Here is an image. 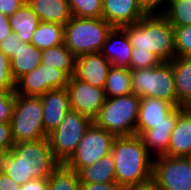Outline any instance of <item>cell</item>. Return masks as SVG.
Returning a JSON list of instances; mask_svg holds the SVG:
<instances>
[{
    "mask_svg": "<svg viewBox=\"0 0 191 190\" xmlns=\"http://www.w3.org/2000/svg\"><path fill=\"white\" fill-rule=\"evenodd\" d=\"M60 163L55 159L48 139L15 143L5 153L2 171L17 184L48 179Z\"/></svg>",
    "mask_w": 191,
    "mask_h": 190,
    "instance_id": "cell-1",
    "label": "cell"
},
{
    "mask_svg": "<svg viewBox=\"0 0 191 190\" xmlns=\"http://www.w3.org/2000/svg\"><path fill=\"white\" fill-rule=\"evenodd\" d=\"M122 28L138 51H151L161 62H170L176 56L174 28L160 11H149L137 23Z\"/></svg>",
    "mask_w": 191,
    "mask_h": 190,
    "instance_id": "cell-2",
    "label": "cell"
},
{
    "mask_svg": "<svg viewBox=\"0 0 191 190\" xmlns=\"http://www.w3.org/2000/svg\"><path fill=\"white\" fill-rule=\"evenodd\" d=\"M111 154L116 182L123 187L142 183L153 174V158L138 135L116 136Z\"/></svg>",
    "mask_w": 191,
    "mask_h": 190,
    "instance_id": "cell-3",
    "label": "cell"
},
{
    "mask_svg": "<svg viewBox=\"0 0 191 190\" xmlns=\"http://www.w3.org/2000/svg\"><path fill=\"white\" fill-rule=\"evenodd\" d=\"M113 27L102 17L72 18L64 25V45L77 58L100 52Z\"/></svg>",
    "mask_w": 191,
    "mask_h": 190,
    "instance_id": "cell-4",
    "label": "cell"
},
{
    "mask_svg": "<svg viewBox=\"0 0 191 190\" xmlns=\"http://www.w3.org/2000/svg\"><path fill=\"white\" fill-rule=\"evenodd\" d=\"M140 100L133 93L106 98L93 123L115 136L135 135Z\"/></svg>",
    "mask_w": 191,
    "mask_h": 190,
    "instance_id": "cell-5",
    "label": "cell"
},
{
    "mask_svg": "<svg viewBox=\"0 0 191 190\" xmlns=\"http://www.w3.org/2000/svg\"><path fill=\"white\" fill-rule=\"evenodd\" d=\"M132 93L143 98L165 100L177 107L171 61L147 69L130 70Z\"/></svg>",
    "mask_w": 191,
    "mask_h": 190,
    "instance_id": "cell-6",
    "label": "cell"
},
{
    "mask_svg": "<svg viewBox=\"0 0 191 190\" xmlns=\"http://www.w3.org/2000/svg\"><path fill=\"white\" fill-rule=\"evenodd\" d=\"M14 143L46 139L43 128V109L40 96L16 94L10 121Z\"/></svg>",
    "mask_w": 191,
    "mask_h": 190,
    "instance_id": "cell-7",
    "label": "cell"
},
{
    "mask_svg": "<svg viewBox=\"0 0 191 190\" xmlns=\"http://www.w3.org/2000/svg\"><path fill=\"white\" fill-rule=\"evenodd\" d=\"M92 123L88 117L72 110L66 114L60 125L48 134L50 148L59 163H65L71 157Z\"/></svg>",
    "mask_w": 191,
    "mask_h": 190,
    "instance_id": "cell-8",
    "label": "cell"
},
{
    "mask_svg": "<svg viewBox=\"0 0 191 190\" xmlns=\"http://www.w3.org/2000/svg\"><path fill=\"white\" fill-rule=\"evenodd\" d=\"M115 135L92 123L86 130L71 157L64 163L77 173L111 154Z\"/></svg>",
    "mask_w": 191,
    "mask_h": 190,
    "instance_id": "cell-9",
    "label": "cell"
},
{
    "mask_svg": "<svg viewBox=\"0 0 191 190\" xmlns=\"http://www.w3.org/2000/svg\"><path fill=\"white\" fill-rule=\"evenodd\" d=\"M152 178L161 190H191L190 159L167 155L156 157Z\"/></svg>",
    "mask_w": 191,
    "mask_h": 190,
    "instance_id": "cell-10",
    "label": "cell"
},
{
    "mask_svg": "<svg viewBox=\"0 0 191 190\" xmlns=\"http://www.w3.org/2000/svg\"><path fill=\"white\" fill-rule=\"evenodd\" d=\"M69 80L65 72L40 64L16 81L15 92L22 96H40L51 89L66 88Z\"/></svg>",
    "mask_w": 191,
    "mask_h": 190,
    "instance_id": "cell-11",
    "label": "cell"
},
{
    "mask_svg": "<svg viewBox=\"0 0 191 190\" xmlns=\"http://www.w3.org/2000/svg\"><path fill=\"white\" fill-rule=\"evenodd\" d=\"M66 89L72 110L93 121L106 100L103 88L92 86L72 76Z\"/></svg>",
    "mask_w": 191,
    "mask_h": 190,
    "instance_id": "cell-12",
    "label": "cell"
},
{
    "mask_svg": "<svg viewBox=\"0 0 191 190\" xmlns=\"http://www.w3.org/2000/svg\"><path fill=\"white\" fill-rule=\"evenodd\" d=\"M148 12L142 0H102L101 17L112 27L137 23Z\"/></svg>",
    "mask_w": 191,
    "mask_h": 190,
    "instance_id": "cell-13",
    "label": "cell"
},
{
    "mask_svg": "<svg viewBox=\"0 0 191 190\" xmlns=\"http://www.w3.org/2000/svg\"><path fill=\"white\" fill-rule=\"evenodd\" d=\"M43 109V128L48 135L56 129L69 111H72L66 88H56L40 95Z\"/></svg>",
    "mask_w": 191,
    "mask_h": 190,
    "instance_id": "cell-14",
    "label": "cell"
},
{
    "mask_svg": "<svg viewBox=\"0 0 191 190\" xmlns=\"http://www.w3.org/2000/svg\"><path fill=\"white\" fill-rule=\"evenodd\" d=\"M111 66L100 52L84 54L76 58L74 77L104 89Z\"/></svg>",
    "mask_w": 191,
    "mask_h": 190,
    "instance_id": "cell-15",
    "label": "cell"
},
{
    "mask_svg": "<svg viewBox=\"0 0 191 190\" xmlns=\"http://www.w3.org/2000/svg\"><path fill=\"white\" fill-rule=\"evenodd\" d=\"M175 108L176 106L162 99L141 98L135 135L152 129L157 124L170 123V113Z\"/></svg>",
    "mask_w": 191,
    "mask_h": 190,
    "instance_id": "cell-16",
    "label": "cell"
},
{
    "mask_svg": "<svg viewBox=\"0 0 191 190\" xmlns=\"http://www.w3.org/2000/svg\"><path fill=\"white\" fill-rule=\"evenodd\" d=\"M132 50L133 47L129 42L126 31L120 27H113L108 33L100 53L112 66L129 69Z\"/></svg>",
    "mask_w": 191,
    "mask_h": 190,
    "instance_id": "cell-17",
    "label": "cell"
},
{
    "mask_svg": "<svg viewBox=\"0 0 191 190\" xmlns=\"http://www.w3.org/2000/svg\"><path fill=\"white\" fill-rule=\"evenodd\" d=\"M178 117L179 107H176L170 113V123L157 124L152 129L141 132L138 135L148 153L150 155L156 154H153L154 158L167 155L170 135L175 128Z\"/></svg>",
    "mask_w": 191,
    "mask_h": 190,
    "instance_id": "cell-18",
    "label": "cell"
},
{
    "mask_svg": "<svg viewBox=\"0 0 191 190\" xmlns=\"http://www.w3.org/2000/svg\"><path fill=\"white\" fill-rule=\"evenodd\" d=\"M167 156H191V109L179 107V117L170 135Z\"/></svg>",
    "mask_w": 191,
    "mask_h": 190,
    "instance_id": "cell-19",
    "label": "cell"
},
{
    "mask_svg": "<svg viewBox=\"0 0 191 190\" xmlns=\"http://www.w3.org/2000/svg\"><path fill=\"white\" fill-rule=\"evenodd\" d=\"M40 21L65 25L71 18L68 0H26Z\"/></svg>",
    "mask_w": 191,
    "mask_h": 190,
    "instance_id": "cell-20",
    "label": "cell"
},
{
    "mask_svg": "<svg viewBox=\"0 0 191 190\" xmlns=\"http://www.w3.org/2000/svg\"><path fill=\"white\" fill-rule=\"evenodd\" d=\"M176 96L177 107L191 106V58L174 57L171 61Z\"/></svg>",
    "mask_w": 191,
    "mask_h": 190,
    "instance_id": "cell-21",
    "label": "cell"
},
{
    "mask_svg": "<svg viewBox=\"0 0 191 190\" xmlns=\"http://www.w3.org/2000/svg\"><path fill=\"white\" fill-rule=\"evenodd\" d=\"M41 64V50L31 43H21L15 55L10 59L11 74L15 82L24 74L31 72Z\"/></svg>",
    "mask_w": 191,
    "mask_h": 190,
    "instance_id": "cell-22",
    "label": "cell"
},
{
    "mask_svg": "<svg viewBox=\"0 0 191 190\" xmlns=\"http://www.w3.org/2000/svg\"><path fill=\"white\" fill-rule=\"evenodd\" d=\"M40 22L39 17L27 2L9 16L12 33L17 34L24 43H31L34 31Z\"/></svg>",
    "mask_w": 191,
    "mask_h": 190,
    "instance_id": "cell-23",
    "label": "cell"
},
{
    "mask_svg": "<svg viewBox=\"0 0 191 190\" xmlns=\"http://www.w3.org/2000/svg\"><path fill=\"white\" fill-rule=\"evenodd\" d=\"M81 183L116 182L115 163L112 154L100 158L78 172Z\"/></svg>",
    "mask_w": 191,
    "mask_h": 190,
    "instance_id": "cell-24",
    "label": "cell"
},
{
    "mask_svg": "<svg viewBox=\"0 0 191 190\" xmlns=\"http://www.w3.org/2000/svg\"><path fill=\"white\" fill-rule=\"evenodd\" d=\"M74 54L63 44L41 50V64H48L65 72L70 78L75 73Z\"/></svg>",
    "mask_w": 191,
    "mask_h": 190,
    "instance_id": "cell-25",
    "label": "cell"
},
{
    "mask_svg": "<svg viewBox=\"0 0 191 190\" xmlns=\"http://www.w3.org/2000/svg\"><path fill=\"white\" fill-rule=\"evenodd\" d=\"M63 43L64 26L43 21L37 26L31 39V44L39 50L55 47Z\"/></svg>",
    "mask_w": 191,
    "mask_h": 190,
    "instance_id": "cell-26",
    "label": "cell"
},
{
    "mask_svg": "<svg viewBox=\"0 0 191 190\" xmlns=\"http://www.w3.org/2000/svg\"><path fill=\"white\" fill-rule=\"evenodd\" d=\"M103 90L106 98H114L131 94L132 87L130 69L111 66Z\"/></svg>",
    "mask_w": 191,
    "mask_h": 190,
    "instance_id": "cell-27",
    "label": "cell"
},
{
    "mask_svg": "<svg viewBox=\"0 0 191 190\" xmlns=\"http://www.w3.org/2000/svg\"><path fill=\"white\" fill-rule=\"evenodd\" d=\"M49 190H81L78 173L60 163L48 178Z\"/></svg>",
    "mask_w": 191,
    "mask_h": 190,
    "instance_id": "cell-28",
    "label": "cell"
},
{
    "mask_svg": "<svg viewBox=\"0 0 191 190\" xmlns=\"http://www.w3.org/2000/svg\"><path fill=\"white\" fill-rule=\"evenodd\" d=\"M160 12L174 27L191 25V0H171Z\"/></svg>",
    "mask_w": 191,
    "mask_h": 190,
    "instance_id": "cell-29",
    "label": "cell"
},
{
    "mask_svg": "<svg viewBox=\"0 0 191 190\" xmlns=\"http://www.w3.org/2000/svg\"><path fill=\"white\" fill-rule=\"evenodd\" d=\"M71 14L78 18H99L102 15V0H68Z\"/></svg>",
    "mask_w": 191,
    "mask_h": 190,
    "instance_id": "cell-30",
    "label": "cell"
},
{
    "mask_svg": "<svg viewBox=\"0 0 191 190\" xmlns=\"http://www.w3.org/2000/svg\"><path fill=\"white\" fill-rule=\"evenodd\" d=\"M176 57L191 58V25L174 27Z\"/></svg>",
    "mask_w": 191,
    "mask_h": 190,
    "instance_id": "cell-31",
    "label": "cell"
},
{
    "mask_svg": "<svg viewBox=\"0 0 191 190\" xmlns=\"http://www.w3.org/2000/svg\"><path fill=\"white\" fill-rule=\"evenodd\" d=\"M161 63L160 59L151 51L143 52L133 48L129 69H147L158 66Z\"/></svg>",
    "mask_w": 191,
    "mask_h": 190,
    "instance_id": "cell-32",
    "label": "cell"
},
{
    "mask_svg": "<svg viewBox=\"0 0 191 190\" xmlns=\"http://www.w3.org/2000/svg\"><path fill=\"white\" fill-rule=\"evenodd\" d=\"M15 102V90H0V122L11 121Z\"/></svg>",
    "mask_w": 191,
    "mask_h": 190,
    "instance_id": "cell-33",
    "label": "cell"
},
{
    "mask_svg": "<svg viewBox=\"0 0 191 190\" xmlns=\"http://www.w3.org/2000/svg\"><path fill=\"white\" fill-rule=\"evenodd\" d=\"M16 82L12 77L10 59L0 50V90H15Z\"/></svg>",
    "mask_w": 191,
    "mask_h": 190,
    "instance_id": "cell-34",
    "label": "cell"
},
{
    "mask_svg": "<svg viewBox=\"0 0 191 190\" xmlns=\"http://www.w3.org/2000/svg\"><path fill=\"white\" fill-rule=\"evenodd\" d=\"M21 43H23V41L20 40L19 36L11 32L10 35L4 37L3 40L0 42V50L9 59H11L15 55V52L17 51Z\"/></svg>",
    "mask_w": 191,
    "mask_h": 190,
    "instance_id": "cell-35",
    "label": "cell"
},
{
    "mask_svg": "<svg viewBox=\"0 0 191 190\" xmlns=\"http://www.w3.org/2000/svg\"><path fill=\"white\" fill-rule=\"evenodd\" d=\"M14 144L10 122H0V149L6 153Z\"/></svg>",
    "mask_w": 191,
    "mask_h": 190,
    "instance_id": "cell-36",
    "label": "cell"
},
{
    "mask_svg": "<svg viewBox=\"0 0 191 190\" xmlns=\"http://www.w3.org/2000/svg\"><path fill=\"white\" fill-rule=\"evenodd\" d=\"M81 190H124V187L117 182L81 183Z\"/></svg>",
    "mask_w": 191,
    "mask_h": 190,
    "instance_id": "cell-37",
    "label": "cell"
},
{
    "mask_svg": "<svg viewBox=\"0 0 191 190\" xmlns=\"http://www.w3.org/2000/svg\"><path fill=\"white\" fill-rule=\"evenodd\" d=\"M25 2L26 0H0V12L7 16H11Z\"/></svg>",
    "mask_w": 191,
    "mask_h": 190,
    "instance_id": "cell-38",
    "label": "cell"
},
{
    "mask_svg": "<svg viewBox=\"0 0 191 190\" xmlns=\"http://www.w3.org/2000/svg\"><path fill=\"white\" fill-rule=\"evenodd\" d=\"M21 190H49L48 179H33L24 185H21Z\"/></svg>",
    "mask_w": 191,
    "mask_h": 190,
    "instance_id": "cell-39",
    "label": "cell"
},
{
    "mask_svg": "<svg viewBox=\"0 0 191 190\" xmlns=\"http://www.w3.org/2000/svg\"><path fill=\"white\" fill-rule=\"evenodd\" d=\"M0 190H21V185L0 171Z\"/></svg>",
    "mask_w": 191,
    "mask_h": 190,
    "instance_id": "cell-40",
    "label": "cell"
},
{
    "mask_svg": "<svg viewBox=\"0 0 191 190\" xmlns=\"http://www.w3.org/2000/svg\"><path fill=\"white\" fill-rule=\"evenodd\" d=\"M124 190H161L153 178L149 180L124 187Z\"/></svg>",
    "mask_w": 191,
    "mask_h": 190,
    "instance_id": "cell-41",
    "label": "cell"
},
{
    "mask_svg": "<svg viewBox=\"0 0 191 190\" xmlns=\"http://www.w3.org/2000/svg\"><path fill=\"white\" fill-rule=\"evenodd\" d=\"M11 32L12 31L9 24V16L0 12V42L3 40L4 37L10 35Z\"/></svg>",
    "mask_w": 191,
    "mask_h": 190,
    "instance_id": "cell-42",
    "label": "cell"
},
{
    "mask_svg": "<svg viewBox=\"0 0 191 190\" xmlns=\"http://www.w3.org/2000/svg\"><path fill=\"white\" fill-rule=\"evenodd\" d=\"M144 6L149 10V11H160L158 8L160 6H167L171 0H142ZM164 4V5H163Z\"/></svg>",
    "mask_w": 191,
    "mask_h": 190,
    "instance_id": "cell-43",
    "label": "cell"
},
{
    "mask_svg": "<svg viewBox=\"0 0 191 190\" xmlns=\"http://www.w3.org/2000/svg\"><path fill=\"white\" fill-rule=\"evenodd\" d=\"M4 156H5V152L0 149V171L2 170V167H3Z\"/></svg>",
    "mask_w": 191,
    "mask_h": 190,
    "instance_id": "cell-44",
    "label": "cell"
}]
</instances>
